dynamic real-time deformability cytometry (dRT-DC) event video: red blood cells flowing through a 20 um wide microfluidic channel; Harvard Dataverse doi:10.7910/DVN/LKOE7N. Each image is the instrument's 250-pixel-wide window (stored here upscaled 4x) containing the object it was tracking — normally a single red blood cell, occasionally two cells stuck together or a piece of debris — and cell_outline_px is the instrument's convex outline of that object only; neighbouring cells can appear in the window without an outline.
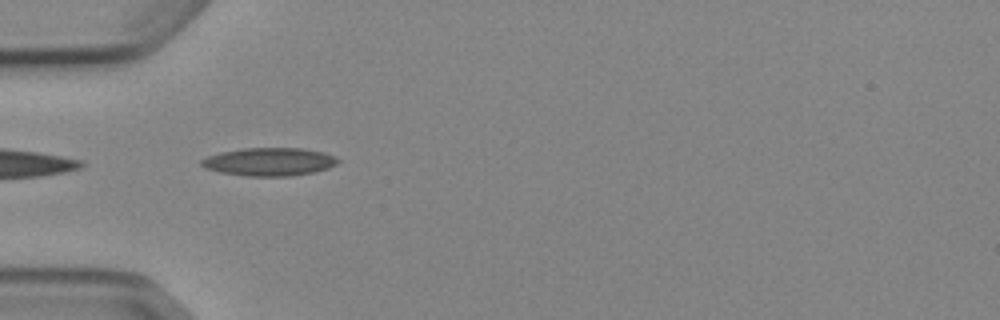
{"species": "Egyptian fruit bat (a non-hibernating species)", "species_latin": "Rousettus aegyptiacus", "temperature_condition": "cold", "stored_images_in_passage": 5, "camera_frame_rate_fps": 3000, "um_per_image_px": 0.085, "animal": {"sex": "female"}, "frame": {"image": 1, "passage_image": 1, "time_ms": 0.0, "image_size_px": [1000, 320], "cell_outline_px": [[340, 160], [336, 164], [328, 168], [316, 172], [292, 176], [248, 176], [220, 172], [204, 168], [200, 164], [200, 160], [208, 156], [220, 152], [244, 148], [304, 148], [324, 152]], "centroid_in_image_um": [22.89, 13.75], "position_along_channel_um": 62.1, "area_um2": 22.43}}
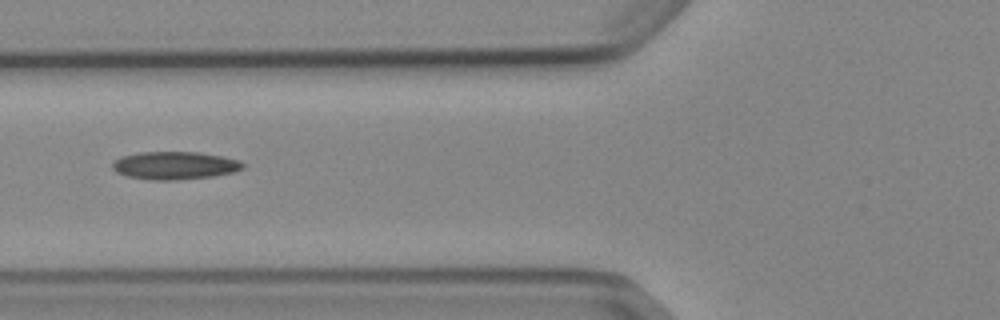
{"frame": {"image": 2, "passage_image": 2, "time_ms": 1.333, "image_size_px": [1000, 320], "cell_outline_px": [[244, 168], [232, 172], [212, 176], [172, 180], [152, 180], [128, 176], [116, 172], [112, 168], [112, 160], [120, 156], [140, 152], [200, 152], [224, 156], [240, 160], [244, 164]], "centroid_in_image_um": [14.83, 14.05], "position_along_channel_um": 111.0, "area_um2": 21.27}}